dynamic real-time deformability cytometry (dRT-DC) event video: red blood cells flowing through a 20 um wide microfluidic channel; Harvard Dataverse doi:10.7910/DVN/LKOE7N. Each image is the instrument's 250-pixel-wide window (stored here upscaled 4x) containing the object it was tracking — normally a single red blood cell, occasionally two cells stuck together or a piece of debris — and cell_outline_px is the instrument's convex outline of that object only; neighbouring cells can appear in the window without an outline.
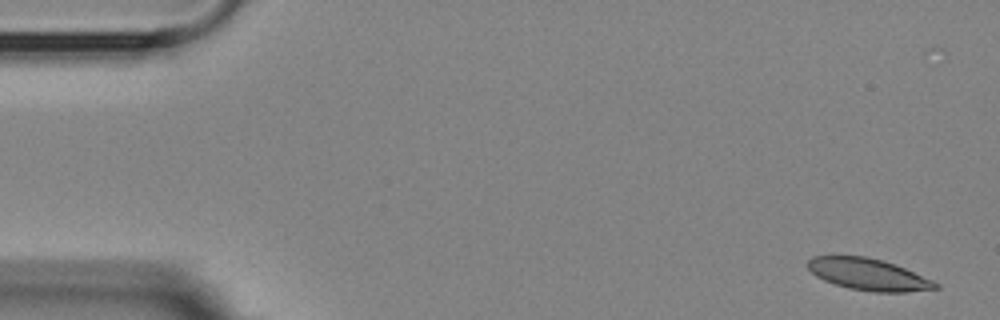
{"species": "Egyptian fruit bat (a non-hibernating species)", "species_latin": "Rousettus aegyptiacus", "temperature_condition": "room temperature", "stored_images_in_passage": 6, "camera_frame_rate_fps": 3000, "um_per_image_px": 0.085, "animal": {"sex": "female"}, "frame": {"image": 1, "passage_image": 1, "time_ms": 0.0, "image_size_px": [1000, 320], "cell_outline_px": [[940, 288], [904, 292], [876, 292], [848, 288], [824, 280], [816, 276], [808, 268], [808, 260], [812, 256], [864, 256], [880, 260], [904, 268], [932, 280], [940, 284]], "centroid_in_image_um": [73.8, 23.33], "position_along_channel_um": 11.2, "area_um2": 23.24}}
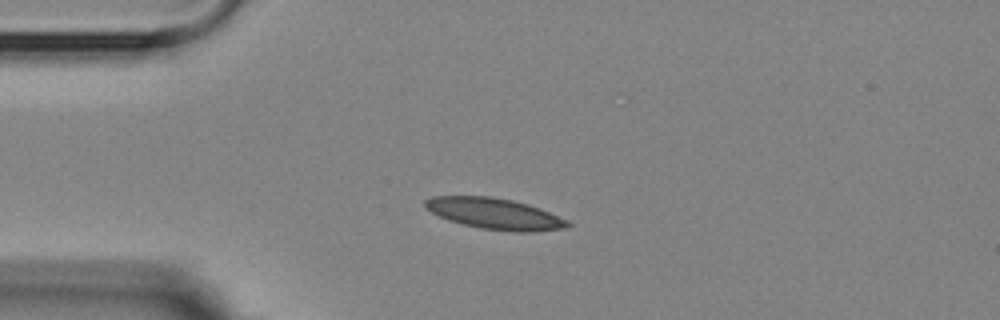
{"frame": {"image": 2, "passage_image": 4, "time_ms": 3.667, "image_size_px": [1000, 320], "cell_outline_px": [[572, 224], [568, 228], [532, 232], [512, 232], [480, 228], [448, 220], [424, 208], [424, 200], [432, 196], [488, 196], [512, 200], [528, 204], [540, 208], [568, 220]], "centroid_in_image_um": [42.07, 18.17], "position_along_channel_um": 42.9, "area_um2": 25.95}}
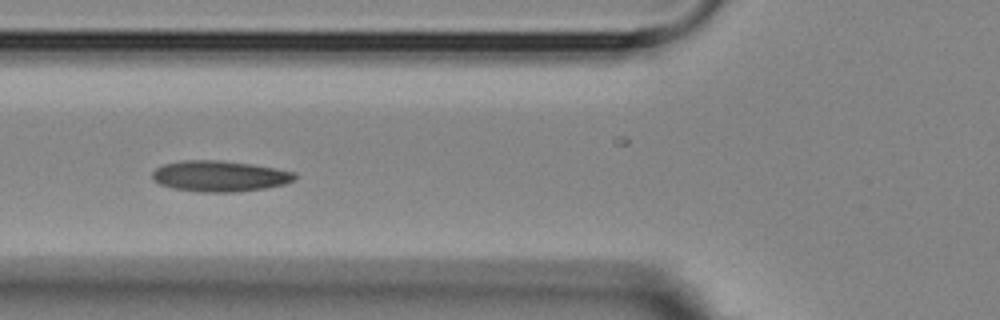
{"frame": {"image": 3, "passage_image": 6, "time_ms": 6.0, "image_size_px": [1000, 320], "cell_outline_px": [[296, 180], [284, 184], [264, 188], [236, 192], [200, 192], [172, 188], [160, 184], [152, 180], [152, 172], [156, 168], [164, 164], [184, 160], [220, 160], [252, 164], [296, 172]], "centroid_in_image_um": [18.66, 14.97], "position_along_channel_um": 107.1, "area_um2": 25.72}}